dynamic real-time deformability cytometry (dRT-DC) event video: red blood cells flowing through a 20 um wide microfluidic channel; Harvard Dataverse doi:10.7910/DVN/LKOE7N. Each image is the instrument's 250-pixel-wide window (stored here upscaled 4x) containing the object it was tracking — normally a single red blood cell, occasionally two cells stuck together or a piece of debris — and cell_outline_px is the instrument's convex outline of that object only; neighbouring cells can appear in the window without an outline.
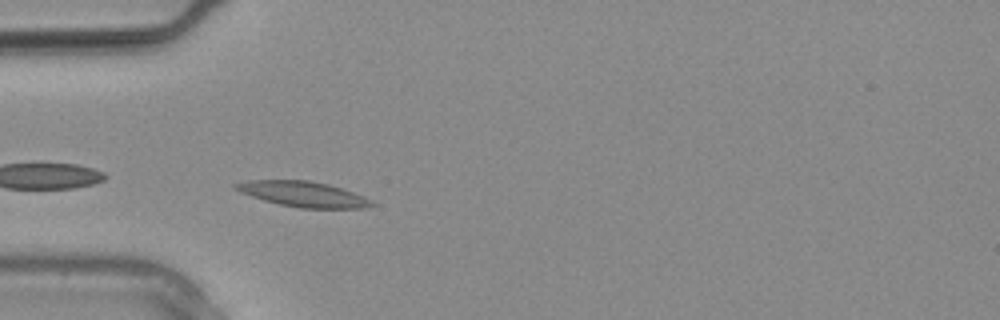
{"species": "common noctule bat (a hibernating species)", "species_latin": "Nyctalus noctula", "temperature_condition": "warm", "stored_images_in_passage": 5, "camera_frame_rate_fps": 3000, "um_per_image_px": 0.085, "animal": {"sex": "male", "body_mass_g": 20.4}, "frame": {"image": 1, "passage_image": 5, "time_ms": 1.333, "image_size_px": [1000, 320], "cell_outline_px": [[376, 204], [364, 208], [300, 208], [280, 204], [264, 200], [240, 192], [232, 188], [232, 184], [248, 180], [308, 180], [328, 184], [364, 196], [372, 200]], "centroid_in_image_um": [25.75, 16.49], "position_along_channel_um": 59.3, "area_um2": 20.06}}